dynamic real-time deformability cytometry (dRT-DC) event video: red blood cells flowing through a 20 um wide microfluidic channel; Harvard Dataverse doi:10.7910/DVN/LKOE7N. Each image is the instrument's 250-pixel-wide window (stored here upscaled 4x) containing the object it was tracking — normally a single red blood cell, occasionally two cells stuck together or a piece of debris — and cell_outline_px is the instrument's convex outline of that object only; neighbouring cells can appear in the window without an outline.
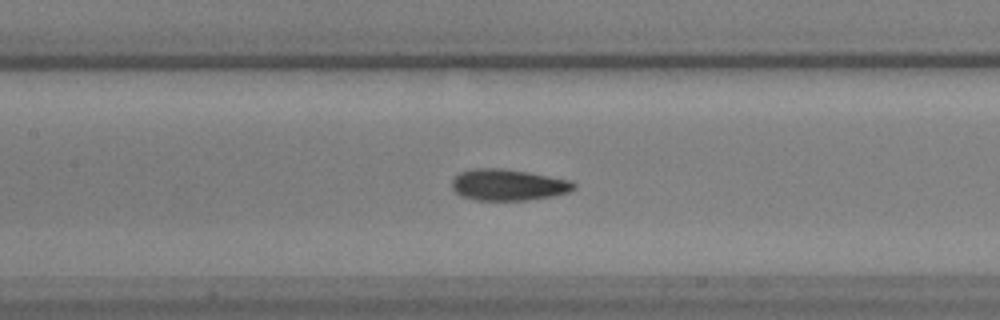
{"species": "common noctule bat (a hibernating species)", "species_latin": "Nyctalus noctula", "temperature_condition": "warm", "stored_images_in_passage": 50, "camera_frame_rate_fps": 3000, "um_per_image_px": 0.085, "animal": {"sex": "male", "body_mass_g": 17.9, "forearm_length_mm": 54.2}, "frame": {"image": 1, "passage_image": 27, "time_ms": 8.667, "image_size_px": [1000, 320], "cell_outline_px": [[576, 188], [568, 192], [552, 196], [528, 200], [476, 200], [464, 196], [456, 192], [452, 188], [452, 180], [460, 172], [472, 168], [504, 168], [528, 172], [572, 180], [576, 184]], "centroid_in_image_um": [43.22, 15.7], "position_along_channel_um": 164.2, "area_um2": 22.31}}
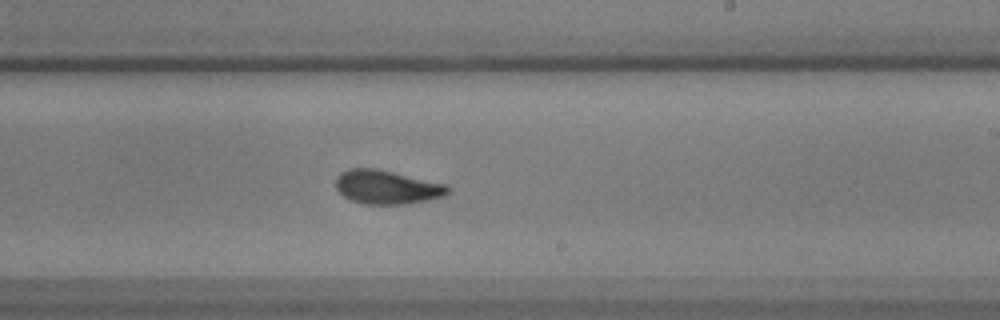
{"frame": {"image": 2, "passage_image": 35, "time_ms": 11.333, "image_size_px": [1000, 320], "cell_outline_px": [[452, 188], [444, 196], [428, 200], [404, 204], [364, 204], [352, 200], [344, 196], [336, 188], [336, 176], [340, 172], [348, 168], [376, 168], [448, 184]], "centroid_in_image_um": [32.9, 15.89], "position_along_channel_um": 256.1, "area_um2": 22.25}}
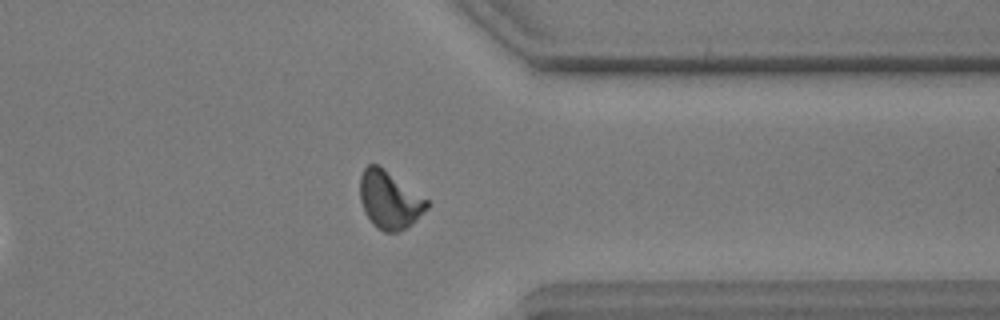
{"frame": {"image": 3, "passage_image": 46, "time_ms": 15.0, "image_size_px": [1000, 320], "cell_outline_px": [[428, 208], [412, 224], [400, 232], [384, 232], [376, 228], [372, 224], [364, 212], [360, 200], [360, 176], [364, 168], [368, 164], [380, 164], [428, 200]], "centroid_in_image_um": [33.09, 16.99], "position_along_channel_um": 378.3, "area_um2": 22.83}}